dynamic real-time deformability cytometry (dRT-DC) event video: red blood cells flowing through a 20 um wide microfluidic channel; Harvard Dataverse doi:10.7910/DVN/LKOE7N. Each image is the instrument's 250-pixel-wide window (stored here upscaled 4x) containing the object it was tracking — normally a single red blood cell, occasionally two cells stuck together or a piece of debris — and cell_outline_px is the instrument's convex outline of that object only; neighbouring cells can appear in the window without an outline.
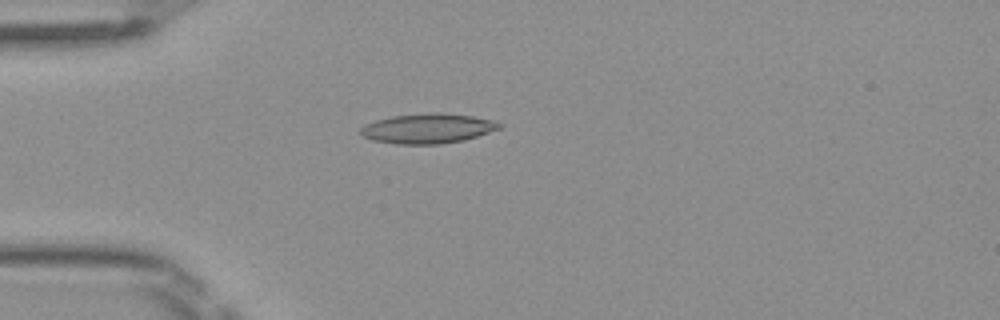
{"species": "Egyptian fruit bat (a non-hibernating species)", "species_latin": "Rousettus aegyptiacus", "temperature_condition": "room temperature", "stored_images_in_passage": 5, "camera_frame_rate_fps": 3000, "um_per_image_px": 0.085, "frame": {"image": 1, "passage_image": 4, "time_ms": 1.0, "image_size_px": [1000, 320], "cell_outline_px": [[504, 124], [500, 128], [464, 140], [440, 144], [396, 144], [372, 140], [360, 136], [360, 128], [364, 124], [376, 120], [392, 116], [432, 112], [472, 116], [492, 120]], "centroid_in_image_um": [36.31, 10.92], "position_along_channel_um": 48.7, "area_um2": 24.1}}